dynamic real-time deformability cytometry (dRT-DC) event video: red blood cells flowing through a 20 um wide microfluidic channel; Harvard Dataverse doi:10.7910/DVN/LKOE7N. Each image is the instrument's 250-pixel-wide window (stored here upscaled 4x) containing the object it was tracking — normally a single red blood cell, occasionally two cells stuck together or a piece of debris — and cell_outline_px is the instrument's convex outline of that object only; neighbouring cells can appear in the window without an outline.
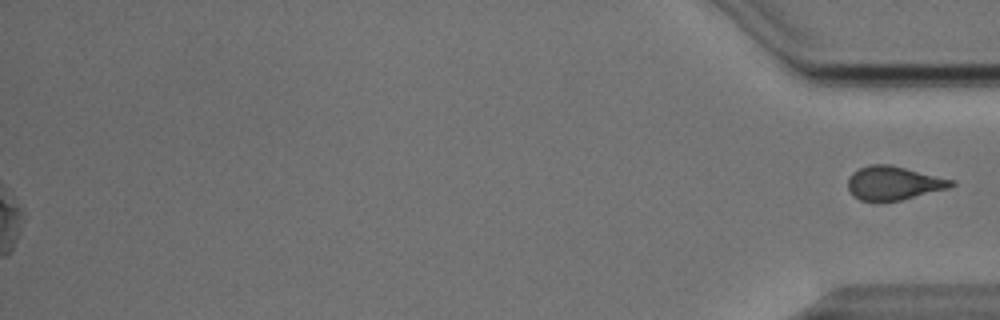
{"species": "Egyptian fruit bat (a non-hibernating species)", "species_latin": "Rousettus aegyptiacus", "temperature_condition": "cold", "stored_images_in_passage": 42, "segment_of_instrument_passage": [2, 2], "camera_frame_rate_fps": 3000, "um_per_image_px": 0.085, "animal": {"sex": "male"}, "frame": {"image": 1, "passage_image": 42, "time_ms": 13.667, "image_size_px": [1000, 320], "cell_outline_px": [[956, 184], [948, 188], [900, 200], [860, 200], [848, 188], [848, 180], [852, 172], [868, 164], [888, 164], [952, 180]], "centroid_in_image_um": [75.93, 15.55], "position_along_channel_um": 359.3, "area_um2": 19.65}}